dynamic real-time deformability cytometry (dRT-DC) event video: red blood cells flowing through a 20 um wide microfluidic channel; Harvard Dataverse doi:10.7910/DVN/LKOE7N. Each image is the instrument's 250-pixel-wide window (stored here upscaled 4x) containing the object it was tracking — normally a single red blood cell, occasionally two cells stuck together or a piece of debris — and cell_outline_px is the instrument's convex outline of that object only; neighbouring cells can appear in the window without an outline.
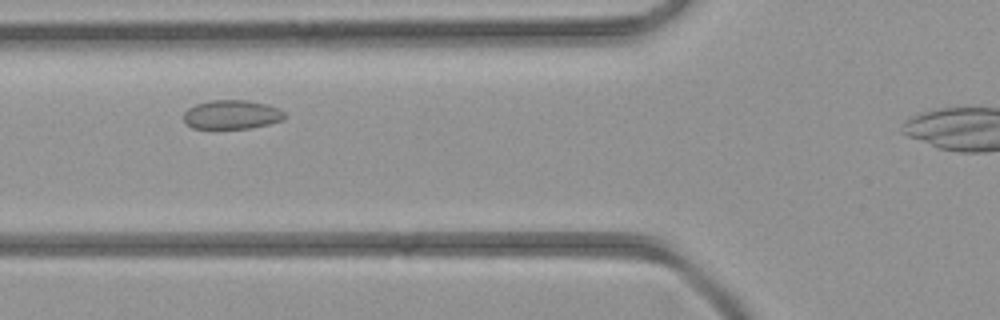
{"species": "common noctule bat (a hibernating species)", "species_latin": "Nyctalus noctula", "temperature_condition": "room temperature", "stored_images_in_passage": 6, "camera_frame_rate_fps": 3000, "um_per_image_px": 0.085, "animal": {"sex": "female", "body_mass_g": 21.9}, "frame": {"image": 1, "passage_image": 5, "time_ms": 5.0, "image_size_px": [1000, 320], "cell_outline_px": [[288, 116], [284, 120], [268, 124], [248, 128], [192, 128], [184, 120], [184, 112], [188, 108], [196, 104], [212, 100], [248, 100], [268, 104], [284, 112]], "centroid_in_image_um": [19.73, 9.73], "position_along_channel_um": 106.1, "area_um2": 17.05}}
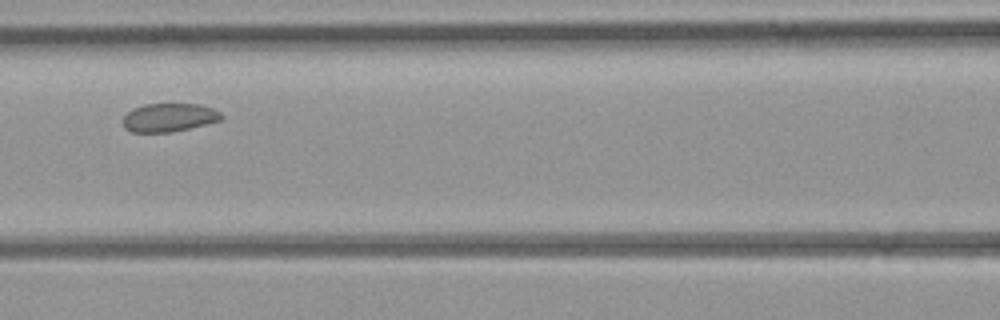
{"frame": {"image": 2, "passage_image": 6, "time_ms": 6.0, "image_size_px": [1000, 320], "cell_outline_px": [[224, 116], [220, 120], [172, 132], [132, 132], [124, 128], [120, 120], [132, 108], [144, 104], [200, 104], [212, 108], [220, 112]], "centroid_in_image_um": [14.31, 9.98], "position_along_channel_um": 152.3, "area_um2": 16.36}}